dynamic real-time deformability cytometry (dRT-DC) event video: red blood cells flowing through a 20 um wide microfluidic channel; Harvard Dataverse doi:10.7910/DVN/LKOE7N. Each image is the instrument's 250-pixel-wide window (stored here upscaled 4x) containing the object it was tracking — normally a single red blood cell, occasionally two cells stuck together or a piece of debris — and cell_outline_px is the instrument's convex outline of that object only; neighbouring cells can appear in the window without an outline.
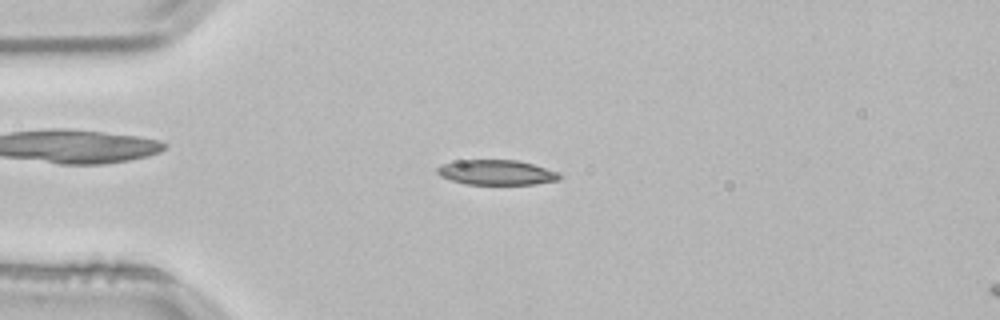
{"species": "common noctule bat (a hibernating species)", "species_latin": "Nyctalus noctula", "temperature_condition": "room temperature", "stored_images_in_passage": 52, "camera_frame_rate_fps": 3000, "um_per_image_px": 0.085, "animal": {"sex": "male", "body_mass_g": 21.5, "forearm_length_mm": 52.0}, "frame": {"image": 1, "passage_image": 12, "time_ms": 3.667, "image_size_px": [1000, 320], "cell_outline_px": [[560, 180], [536, 184], [464, 184], [440, 176], [436, 172], [436, 168], [440, 164], [456, 160], [516, 160], [532, 164], [560, 172]], "centroid_in_image_um": [42.18, 14.65], "position_along_channel_um": 42.8, "area_um2": 17.92}}
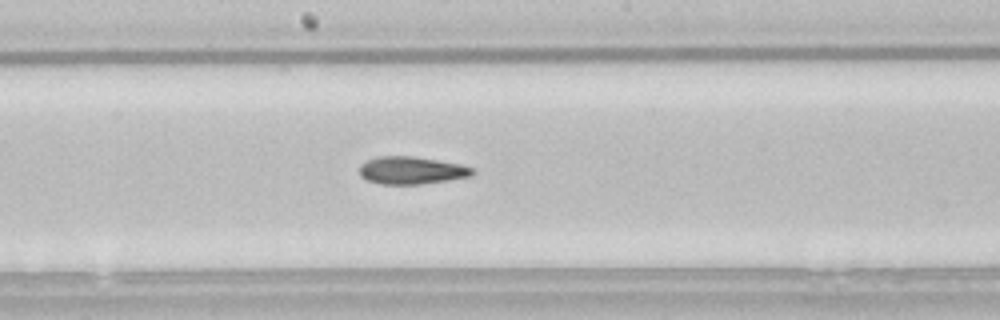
{"frame": {"image": 2, "passage_image": 27, "time_ms": 8.667, "image_size_px": [1000, 320], "cell_outline_px": [[476, 172], [472, 176], [448, 180], [420, 184], [384, 184], [364, 180], [360, 176], [360, 164], [376, 156], [412, 156], [460, 164], [472, 168]], "centroid_in_image_um": [34.96, 14.48], "position_along_channel_um": 213.2, "area_um2": 18.15}}
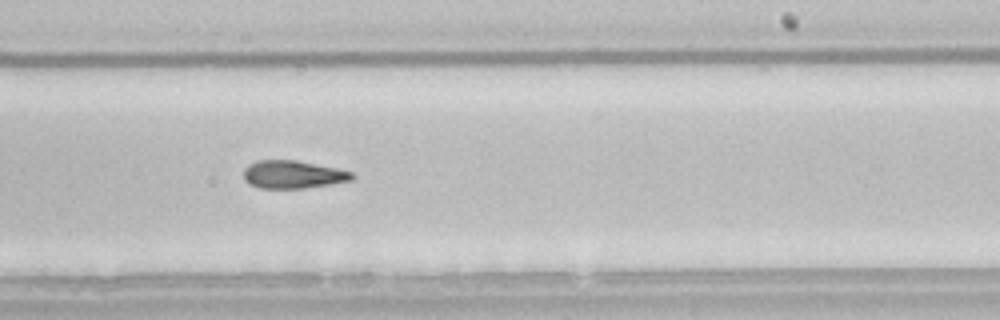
{"frame": {"image": 3, "passage_image": 31, "time_ms": 10.0, "image_size_px": [1000, 320], "cell_outline_px": [[356, 176], [352, 180], [304, 188], [260, 188], [248, 184], [244, 180], [244, 168], [248, 164], [256, 160], [296, 160], [340, 168], [352, 172]], "centroid_in_image_um": [24.89, 14.82], "position_along_channel_um": 264.1, "area_um2": 17.8}, "authors_computed_cell_mechanics": {"area_um2": 18.0336, "velocity_mm_per_s": 3.8528, "shape_relaxation_time_tau1_ms": 8.1412, "shape_relaxation_time_tau2_ms": 6.9961, "deformation_change_tau1": 0.1842, "deformation_change_tau2": 0.1638}}